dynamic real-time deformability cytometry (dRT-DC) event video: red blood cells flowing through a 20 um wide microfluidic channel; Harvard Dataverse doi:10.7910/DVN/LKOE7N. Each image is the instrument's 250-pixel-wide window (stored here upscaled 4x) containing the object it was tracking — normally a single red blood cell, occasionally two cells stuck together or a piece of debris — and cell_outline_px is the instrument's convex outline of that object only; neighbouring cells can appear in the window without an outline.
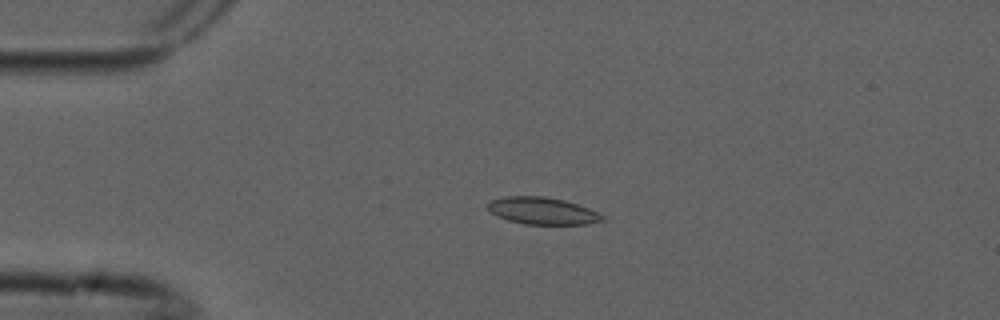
{"species": "common noctule bat (a hibernating species)", "species_latin": "Nyctalus noctula", "temperature_condition": "cold", "stored_images_in_passage": 4, "camera_frame_rate_fps": 3000, "um_per_image_px": 0.085, "animal": {"sex": "male", "forearm_length_mm": 52.5}, "frame": {"image": 1, "passage_image": 3, "time_ms": 0.667, "image_size_px": [1000, 320], "cell_outline_px": [[604, 220], [588, 224], [524, 224], [508, 220], [496, 216], [488, 208], [488, 200], [504, 196], [544, 196], [564, 200], [588, 208], [604, 216]], "centroid_in_image_um": [46.07, 17.92], "position_along_channel_um": 38.9, "area_um2": 18.03}}